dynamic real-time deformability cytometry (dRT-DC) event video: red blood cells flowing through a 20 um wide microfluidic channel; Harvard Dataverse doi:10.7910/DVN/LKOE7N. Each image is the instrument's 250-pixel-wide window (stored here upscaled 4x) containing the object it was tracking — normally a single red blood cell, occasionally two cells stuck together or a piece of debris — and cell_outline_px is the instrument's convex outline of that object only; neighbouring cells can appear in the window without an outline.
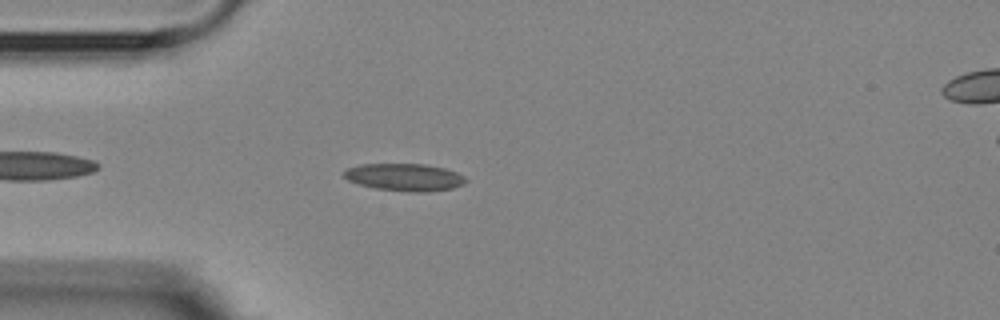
{"species": "Egyptian fruit bat (a non-hibernating species)", "species_latin": "Rousettus aegyptiacus", "temperature_condition": "room temperature", "stored_images_in_passage": 31, "camera_frame_rate_fps": 3000, "um_per_image_px": 0.085, "animal": {"sex": "female"}, "frame": {"image": 1, "passage_image": 2, "time_ms": 0.333, "image_size_px": [1000, 320], "cell_outline_px": [[468, 180], [464, 184], [452, 188], [428, 192], [416, 192], [376, 188], [360, 184], [348, 180], [344, 176], [344, 172], [348, 168], [360, 164], [428, 164], [444, 168], [456, 172], [464, 176]], "centroid_in_image_um": [34.43, 15.05], "position_along_channel_um": 50.6, "area_um2": 19.31}}
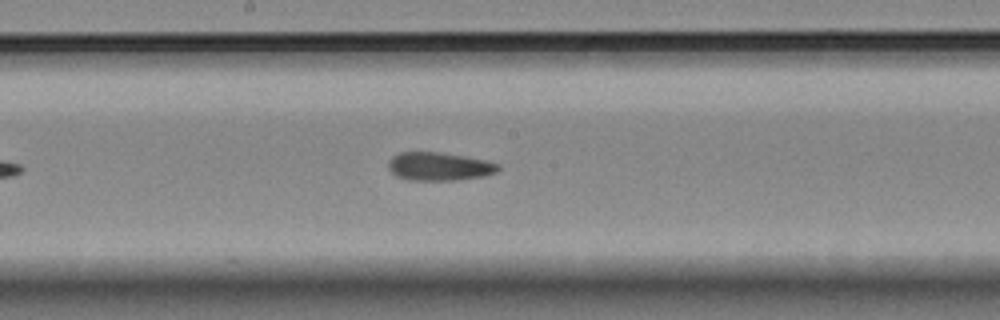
{"frame": {"image": 2, "passage_image": 16, "time_ms": 5.0, "image_size_px": [1000, 320], "cell_outline_px": [[500, 168], [496, 172], [484, 176], [456, 180], [408, 180], [396, 176], [388, 168], [388, 160], [392, 156], [400, 152], [440, 152], [464, 156], [484, 160], [500, 164]], "centroid_in_image_um": [37.31, 14.15], "position_along_channel_um": 210.9, "area_um2": 18.15}}
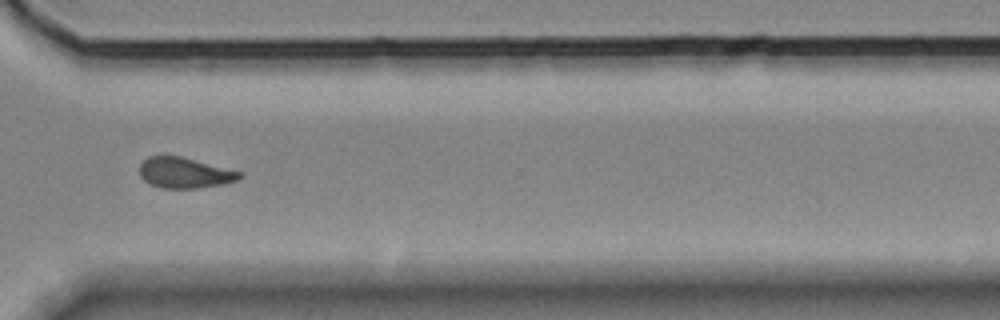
{"frame": {"image": 3, "passage_image": 28, "time_ms": 9.0, "image_size_px": [1000, 320], "cell_outline_px": [[244, 176], [240, 180], [220, 184], [196, 188], [160, 188], [144, 180], [140, 176], [140, 164], [148, 156], [180, 156], [244, 172]], "centroid_in_image_um": [15.73, 14.69], "position_along_channel_um": 354.9, "area_um2": 17.86}, "authors_computed_cell_mechanics": {"area_um2": 18.2648, "velocity_mm_per_s": 3.6068, "shape_relaxation_time_tau1_ms": null, "shape_relaxation_time_tau2_ms": 5.7352, "deformation_change_tau1": null, "deformation_change_tau2": 0.1279}}